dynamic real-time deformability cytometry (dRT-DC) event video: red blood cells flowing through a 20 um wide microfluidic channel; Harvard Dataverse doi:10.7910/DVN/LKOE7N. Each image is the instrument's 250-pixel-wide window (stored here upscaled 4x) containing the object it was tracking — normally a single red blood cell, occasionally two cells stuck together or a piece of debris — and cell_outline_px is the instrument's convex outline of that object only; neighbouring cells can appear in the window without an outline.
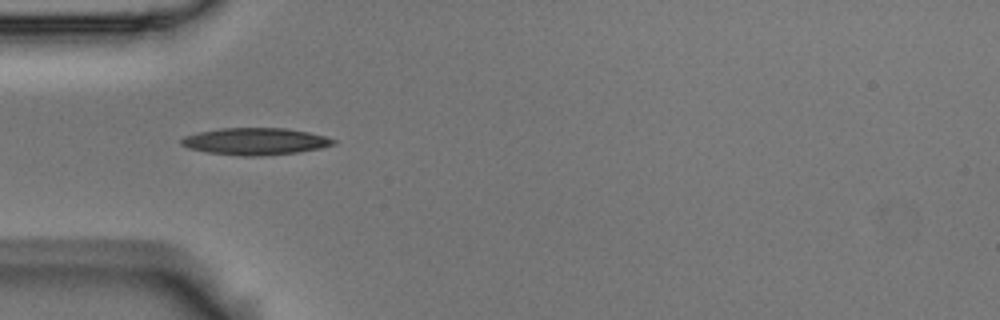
{"species": "Egyptian fruit bat (a non-hibernating species)", "species_latin": "Rousettus aegyptiacus", "temperature_condition": "room temperature", "stored_images_in_passage": 10, "camera_frame_rate_fps": 3000, "um_per_image_px": 0.085, "animal": {"sex": "male"}, "frame": {"image": 1, "passage_image": 4, "time_ms": 1.0, "image_size_px": [1000, 320], "cell_outline_px": [[336, 144], [320, 148], [296, 152], [260, 156], [240, 156], [208, 152], [188, 148], [180, 144], [180, 140], [184, 136], [200, 132], [220, 128], [288, 128], [308, 132], [324, 136], [336, 140]], "centroid_in_image_um": [21.69, 12.01], "position_along_channel_um": 63.3, "area_um2": 23.81}}
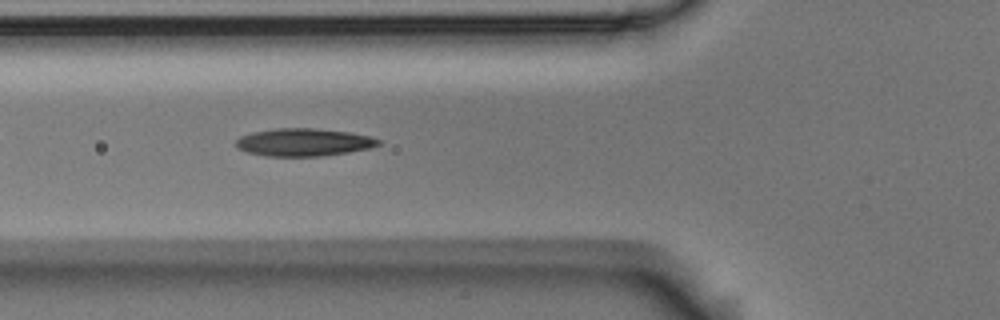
{"frame": {"image": 2, "passage_image": 7, "time_ms": 2.0, "image_size_px": [1000, 320], "cell_outline_px": [[384, 140], [380, 144], [372, 148], [348, 152], [320, 156], [268, 156], [248, 152], [236, 148], [236, 140], [240, 136], [252, 132], [276, 128], [316, 128], [352, 132]], "centroid_in_image_um": [25.85, 12.08], "position_along_channel_um": 100.0, "area_um2": 23.18}}